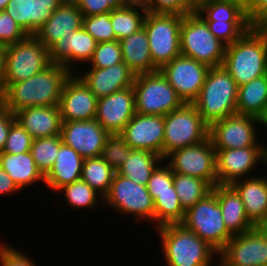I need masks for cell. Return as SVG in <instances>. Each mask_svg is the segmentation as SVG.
<instances>
[{"label":"cell","instance_id":"40","mask_svg":"<svg viewBox=\"0 0 267 266\" xmlns=\"http://www.w3.org/2000/svg\"><path fill=\"white\" fill-rule=\"evenodd\" d=\"M132 150L120 133L109 134L100 157L117 172L127 161Z\"/></svg>","mask_w":267,"mask_h":266},{"label":"cell","instance_id":"29","mask_svg":"<svg viewBox=\"0 0 267 266\" xmlns=\"http://www.w3.org/2000/svg\"><path fill=\"white\" fill-rule=\"evenodd\" d=\"M119 42L121 45L123 62L135 75L159 70L153 63L149 50L148 36L144 28L123 38Z\"/></svg>","mask_w":267,"mask_h":266},{"label":"cell","instance_id":"28","mask_svg":"<svg viewBox=\"0 0 267 266\" xmlns=\"http://www.w3.org/2000/svg\"><path fill=\"white\" fill-rule=\"evenodd\" d=\"M56 160L45 176V186L57 192L65 185L81 179L84 158L73 148L62 143Z\"/></svg>","mask_w":267,"mask_h":266},{"label":"cell","instance_id":"15","mask_svg":"<svg viewBox=\"0 0 267 266\" xmlns=\"http://www.w3.org/2000/svg\"><path fill=\"white\" fill-rule=\"evenodd\" d=\"M159 70L184 103H193L202 89L209 67L180 54Z\"/></svg>","mask_w":267,"mask_h":266},{"label":"cell","instance_id":"19","mask_svg":"<svg viewBox=\"0 0 267 266\" xmlns=\"http://www.w3.org/2000/svg\"><path fill=\"white\" fill-rule=\"evenodd\" d=\"M120 134L133 150L153 151L162 157L164 116L135 113Z\"/></svg>","mask_w":267,"mask_h":266},{"label":"cell","instance_id":"41","mask_svg":"<svg viewBox=\"0 0 267 266\" xmlns=\"http://www.w3.org/2000/svg\"><path fill=\"white\" fill-rule=\"evenodd\" d=\"M122 62V50L118 40L98 42L88 67L108 68Z\"/></svg>","mask_w":267,"mask_h":266},{"label":"cell","instance_id":"7","mask_svg":"<svg viewBox=\"0 0 267 266\" xmlns=\"http://www.w3.org/2000/svg\"><path fill=\"white\" fill-rule=\"evenodd\" d=\"M208 138L209 125L193 103H184L164 115L162 158L174 150L198 144Z\"/></svg>","mask_w":267,"mask_h":266},{"label":"cell","instance_id":"39","mask_svg":"<svg viewBox=\"0 0 267 266\" xmlns=\"http://www.w3.org/2000/svg\"><path fill=\"white\" fill-rule=\"evenodd\" d=\"M62 143L61 135L33 139L30 153L44 177L53 167Z\"/></svg>","mask_w":267,"mask_h":266},{"label":"cell","instance_id":"1","mask_svg":"<svg viewBox=\"0 0 267 266\" xmlns=\"http://www.w3.org/2000/svg\"><path fill=\"white\" fill-rule=\"evenodd\" d=\"M73 72L52 63L46 69L20 82L10 84L0 103L14 114L27 107L59 105L63 87Z\"/></svg>","mask_w":267,"mask_h":266},{"label":"cell","instance_id":"17","mask_svg":"<svg viewBox=\"0 0 267 266\" xmlns=\"http://www.w3.org/2000/svg\"><path fill=\"white\" fill-rule=\"evenodd\" d=\"M108 135L96 119L62 122L63 143L84 159L100 156Z\"/></svg>","mask_w":267,"mask_h":266},{"label":"cell","instance_id":"24","mask_svg":"<svg viewBox=\"0 0 267 266\" xmlns=\"http://www.w3.org/2000/svg\"><path fill=\"white\" fill-rule=\"evenodd\" d=\"M65 0H10L5 12L28 34L35 35Z\"/></svg>","mask_w":267,"mask_h":266},{"label":"cell","instance_id":"38","mask_svg":"<svg viewBox=\"0 0 267 266\" xmlns=\"http://www.w3.org/2000/svg\"><path fill=\"white\" fill-rule=\"evenodd\" d=\"M58 192H61V194L64 195L63 198H65L64 200H66L65 204H67L68 207H71L72 209L88 208L90 210H95L99 208V199H102V203L104 199L100 193H98L82 179L63 186L57 191V193Z\"/></svg>","mask_w":267,"mask_h":266},{"label":"cell","instance_id":"2","mask_svg":"<svg viewBox=\"0 0 267 266\" xmlns=\"http://www.w3.org/2000/svg\"><path fill=\"white\" fill-rule=\"evenodd\" d=\"M222 66L237 86L267 74V21H257L226 46Z\"/></svg>","mask_w":267,"mask_h":266},{"label":"cell","instance_id":"58","mask_svg":"<svg viewBox=\"0 0 267 266\" xmlns=\"http://www.w3.org/2000/svg\"><path fill=\"white\" fill-rule=\"evenodd\" d=\"M216 262H215V265L216 266H222L217 260H215ZM214 264H213V266H215Z\"/></svg>","mask_w":267,"mask_h":266},{"label":"cell","instance_id":"11","mask_svg":"<svg viewBox=\"0 0 267 266\" xmlns=\"http://www.w3.org/2000/svg\"><path fill=\"white\" fill-rule=\"evenodd\" d=\"M183 16L177 14L147 12L143 28L148 36L153 63L160 69L178 57L180 52V28Z\"/></svg>","mask_w":267,"mask_h":266},{"label":"cell","instance_id":"16","mask_svg":"<svg viewBox=\"0 0 267 266\" xmlns=\"http://www.w3.org/2000/svg\"><path fill=\"white\" fill-rule=\"evenodd\" d=\"M217 258L221 265L265 266L267 237L256 226L245 233L233 235Z\"/></svg>","mask_w":267,"mask_h":266},{"label":"cell","instance_id":"53","mask_svg":"<svg viewBox=\"0 0 267 266\" xmlns=\"http://www.w3.org/2000/svg\"><path fill=\"white\" fill-rule=\"evenodd\" d=\"M4 63H5V47L0 46V94L2 93Z\"/></svg>","mask_w":267,"mask_h":266},{"label":"cell","instance_id":"12","mask_svg":"<svg viewBox=\"0 0 267 266\" xmlns=\"http://www.w3.org/2000/svg\"><path fill=\"white\" fill-rule=\"evenodd\" d=\"M164 161L173 173L190 175L205 180L212 188L218 184L216 150L210 138L168 154Z\"/></svg>","mask_w":267,"mask_h":266},{"label":"cell","instance_id":"50","mask_svg":"<svg viewBox=\"0 0 267 266\" xmlns=\"http://www.w3.org/2000/svg\"><path fill=\"white\" fill-rule=\"evenodd\" d=\"M15 121V114L0 103V154L4 150L9 130Z\"/></svg>","mask_w":267,"mask_h":266},{"label":"cell","instance_id":"13","mask_svg":"<svg viewBox=\"0 0 267 266\" xmlns=\"http://www.w3.org/2000/svg\"><path fill=\"white\" fill-rule=\"evenodd\" d=\"M259 118L235 113L209 126V138L214 149H238L246 147H267L258 141ZM257 132V133H256Z\"/></svg>","mask_w":267,"mask_h":266},{"label":"cell","instance_id":"3","mask_svg":"<svg viewBox=\"0 0 267 266\" xmlns=\"http://www.w3.org/2000/svg\"><path fill=\"white\" fill-rule=\"evenodd\" d=\"M166 266H213L219 253L183 224L156 228ZM214 258V259H213Z\"/></svg>","mask_w":267,"mask_h":266},{"label":"cell","instance_id":"20","mask_svg":"<svg viewBox=\"0 0 267 266\" xmlns=\"http://www.w3.org/2000/svg\"><path fill=\"white\" fill-rule=\"evenodd\" d=\"M98 98L76 74L65 82L60 97L62 121L92 120L96 116Z\"/></svg>","mask_w":267,"mask_h":266},{"label":"cell","instance_id":"26","mask_svg":"<svg viewBox=\"0 0 267 266\" xmlns=\"http://www.w3.org/2000/svg\"><path fill=\"white\" fill-rule=\"evenodd\" d=\"M231 186L239 194L250 222L257 226L267 216V176L256 175L235 181Z\"/></svg>","mask_w":267,"mask_h":266},{"label":"cell","instance_id":"5","mask_svg":"<svg viewBox=\"0 0 267 266\" xmlns=\"http://www.w3.org/2000/svg\"><path fill=\"white\" fill-rule=\"evenodd\" d=\"M226 45L209 30L196 13L184 15L180 28V52L209 68L222 66Z\"/></svg>","mask_w":267,"mask_h":266},{"label":"cell","instance_id":"31","mask_svg":"<svg viewBox=\"0 0 267 266\" xmlns=\"http://www.w3.org/2000/svg\"><path fill=\"white\" fill-rule=\"evenodd\" d=\"M195 12L204 21L257 22L236 0H199Z\"/></svg>","mask_w":267,"mask_h":266},{"label":"cell","instance_id":"9","mask_svg":"<svg viewBox=\"0 0 267 266\" xmlns=\"http://www.w3.org/2000/svg\"><path fill=\"white\" fill-rule=\"evenodd\" d=\"M136 113L164 116L184 102L160 70L135 76Z\"/></svg>","mask_w":267,"mask_h":266},{"label":"cell","instance_id":"25","mask_svg":"<svg viewBox=\"0 0 267 266\" xmlns=\"http://www.w3.org/2000/svg\"><path fill=\"white\" fill-rule=\"evenodd\" d=\"M15 116L33 139L61 135L63 121L59 105L23 108Z\"/></svg>","mask_w":267,"mask_h":266},{"label":"cell","instance_id":"14","mask_svg":"<svg viewBox=\"0 0 267 266\" xmlns=\"http://www.w3.org/2000/svg\"><path fill=\"white\" fill-rule=\"evenodd\" d=\"M215 150L216 173L220 185H231L235 181L255 176L253 171L260 163L267 165V147Z\"/></svg>","mask_w":267,"mask_h":266},{"label":"cell","instance_id":"8","mask_svg":"<svg viewBox=\"0 0 267 266\" xmlns=\"http://www.w3.org/2000/svg\"><path fill=\"white\" fill-rule=\"evenodd\" d=\"M183 224L220 253L233 237L227 230L216 194L211 191L185 212Z\"/></svg>","mask_w":267,"mask_h":266},{"label":"cell","instance_id":"4","mask_svg":"<svg viewBox=\"0 0 267 266\" xmlns=\"http://www.w3.org/2000/svg\"><path fill=\"white\" fill-rule=\"evenodd\" d=\"M238 86L223 66L209 68L197 99L193 102L203 120L213 122L237 113Z\"/></svg>","mask_w":267,"mask_h":266},{"label":"cell","instance_id":"43","mask_svg":"<svg viewBox=\"0 0 267 266\" xmlns=\"http://www.w3.org/2000/svg\"><path fill=\"white\" fill-rule=\"evenodd\" d=\"M82 27L97 41H114L115 33L110 21V12L83 16Z\"/></svg>","mask_w":267,"mask_h":266},{"label":"cell","instance_id":"6","mask_svg":"<svg viewBox=\"0 0 267 266\" xmlns=\"http://www.w3.org/2000/svg\"><path fill=\"white\" fill-rule=\"evenodd\" d=\"M51 64L49 49L35 35L6 46L2 92L10 84L24 81Z\"/></svg>","mask_w":267,"mask_h":266},{"label":"cell","instance_id":"46","mask_svg":"<svg viewBox=\"0 0 267 266\" xmlns=\"http://www.w3.org/2000/svg\"><path fill=\"white\" fill-rule=\"evenodd\" d=\"M147 190L153 201L155 200V193L173 192V172L165 161L150 176Z\"/></svg>","mask_w":267,"mask_h":266},{"label":"cell","instance_id":"44","mask_svg":"<svg viewBox=\"0 0 267 266\" xmlns=\"http://www.w3.org/2000/svg\"><path fill=\"white\" fill-rule=\"evenodd\" d=\"M195 0H146L145 9L149 13L188 15L194 13Z\"/></svg>","mask_w":267,"mask_h":266},{"label":"cell","instance_id":"37","mask_svg":"<svg viewBox=\"0 0 267 266\" xmlns=\"http://www.w3.org/2000/svg\"><path fill=\"white\" fill-rule=\"evenodd\" d=\"M185 211L173 185V192L155 193L154 227L182 223Z\"/></svg>","mask_w":267,"mask_h":266},{"label":"cell","instance_id":"18","mask_svg":"<svg viewBox=\"0 0 267 266\" xmlns=\"http://www.w3.org/2000/svg\"><path fill=\"white\" fill-rule=\"evenodd\" d=\"M136 113L132 86L98 98L95 119L109 134L121 133Z\"/></svg>","mask_w":267,"mask_h":266},{"label":"cell","instance_id":"49","mask_svg":"<svg viewBox=\"0 0 267 266\" xmlns=\"http://www.w3.org/2000/svg\"><path fill=\"white\" fill-rule=\"evenodd\" d=\"M83 16H92L112 11L116 6L123 5V0H72Z\"/></svg>","mask_w":267,"mask_h":266},{"label":"cell","instance_id":"10","mask_svg":"<svg viewBox=\"0 0 267 266\" xmlns=\"http://www.w3.org/2000/svg\"><path fill=\"white\" fill-rule=\"evenodd\" d=\"M103 204L121 216L133 215L136 223L152 222L154 225V201L147 186L139 185L116 172Z\"/></svg>","mask_w":267,"mask_h":266},{"label":"cell","instance_id":"34","mask_svg":"<svg viewBox=\"0 0 267 266\" xmlns=\"http://www.w3.org/2000/svg\"><path fill=\"white\" fill-rule=\"evenodd\" d=\"M147 10L138 5H119L110 11L115 40H122L143 28Z\"/></svg>","mask_w":267,"mask_h":266},{"label":"cell","instance_id":"56","mask_svg":"<svg viewBox=\"0 0 267 266\" xmlns=\"http://www.w3.org/2000/svg\"><path fill=\"white\" fill-rule=\"evenodd\" d=\"M259 120H260V128L262 125L267 128V106L264 114L259 118Z\"/></svg>","mask_w":267,"mask_h":266},{"label":"cell","instance_id":"48","mask_svg":"<svg viewBox=\"0 0 267 266\" xmlns=\"http://www.w3.org/2000/svg\"><path fill=\"white\" fill-rule=\"evenodd\" d=\"M6 243L0 241V266H37L29 255Z\"/></svg>","mask_w":267,"mask_h":266},{"label":"cell","instance_id":"35","mask_svg":"<svg viewBox=\"0 0 267 266\" xmlns=\"http://www.w3.org/2000/svg\"><path fill=\"white\" fill-rule=\"evenodd\" d=\"M115 174L116 171L100 156L83 161L81 179L103 197L109 192Z\"/></svg>","mask_w":267,"mask_h":266},{"label":"cell","instance_id":"23","mask_svg":"<svg viewBox=\"0 0 267 266\" xmlns=\"http://www.w3.org/2000/svg\"><path fill=\"white\" fill-rule=\"evenodd\" d=\"M83 25V14L72 0H65L37 30L35 36L50 48L60 38L72 35Z\"/></svg>","mask_w":267,"mask_h":266},{"label":"cell","instance_id":"27","mask_svg":"<svg viewBox=\"0 0 267 266\" xmlns=\"http://www.w3.org/2000/svg\"><path fill=\"white\" fill-rule=\"evenodd\" d=\"M212 191L221 207L225 227L232 235L245 233L255 227L247 217L239 194L231 185L217 184Z\"/></svg>","mask_w":267,"mask_h":266},{"label":"cell","instance_id":"47","mask_svg":"<svg viewBox=\"0 0 267 266\" xmlns=\"http://www.w3.org/2000/svg\"><path fill=\"white\" fill-rule=\"evenodd\" d=\"M28 34L7 14L0 11V46H9L24 40Z\"/></svg>","mask_w":267,"mask_h":266},{"label":"cell","instance_id":"55","mask_svg":"<svg viewBox=\"0 0 267 266\" xmlns=\"http://www.w3.org/2000/svg\"><path fill=\"white\" fill-rule=\"evenodd\" d=\"M256 227L267 237V216Z\"/></svg>","mask_w":267,"mask_h":266},{"label":"cell","instance_id":"32","mask_svg":"<svg viewBox=\"0 0 267 266\" xmlns=\"http://www.w3.org/2000/svg\"><path fill=\"white\" fill-rule=\"evenodd\" d=\"M267 106V74L238 87L237 113L260 118Z\"/></svg>","mask_w":267,"mask_h":266},{"label":"cell","instance_id":"51","mask_svg":"<svg viewBox=\"0 0 267 266\" xmlns=\"http://www.w3.org/2000/svg\"><path fill=\"white\" fill-rule=\"evenodd\" d=\"M257 21H267V0H236Z\"/></svg>","mask_w":267,"mask_h":266},{"label":"cell","instance_id":"33","mask_svg":"<svg viewBox=\"0 0 267 266\" xmlns=\"http://www.w3.org/2000/svg\"><path fill=\"white\" fill-rule=\"evenodd\" d=\"M164 159L153 151L132 150L117 173L139 185L147 186L150 176Z\"/></svg>","mask_w":267,"mask_h":266},{"label":"cell","instance_id":"45","mask_svg":"<svg viewBox=\"0 0 267 266\" xmlns=\"http://www.w3.org/2000/svg\"><path fill=\"white\" fill-rule=\"evenodd\" d=\"M32 142L33 137L16 120L9 130L2 153L19 154L29 152Z\"/></svg>","mask_w":267,"mask_h":266},{"label":"cell","instance_id":"42","mask_svg":"<svg viewBox=\"0 0 267 266\" xmlns=\"http://www.w3.org/2000/svg\"><path fill=\"white\" fill-rule=\"evenodd\" d=\"M210 32L226 46L238 40L256 22L205 21Z\"/></svg>","mask_w":267,"mask_h":266},{"label":"cell","instance_id":"22","mask_svg":"<svg viewBox=\"0 0 267 266\" xmlns=\"http://www.w3.org/2000/svg\"><path fill=\"white\" fill-rule=\"evenodd\" d=\"M83 68L88 69L82 74L80 71L75 73L97 98L132 86L136 76L124 62L108 68Z\"/></svg>","mask_w":267,"mask_h":266},{"label":"cell","instance_id":"57","mask_svg":"<svg viewBox=\"0 0 267 266\" xmlns=\"http://www.w3.org/2000/svg\"><path fill=\"white\" fill-rule=\"evenodd\" d=\"M10 0H0V11H4Z\"/></svg>","mask_w":267,"mask_h":266},{"label":"cell","instance_id":"36","mask_svg":"<svg viewBox=\"0 0 267 266\" xmlns=\"http://www.w3.org/2000/svg\"><path fill=\"white\" fill-rule=\"evenodd\" d=\"M173 185L185 212L212 191L205 180L179 173H173Z\"/></svg>","mask_w":267,"mask_h":266},{"label":"cell","instance_id":"54","mask_svg":"<svg viewBox=\"0 0 267 266\" xmlns=\"http://www.w3.org/2000/svg\"><path fill=\"white\" fill-rule=\"evenodd\" d=\"M123 5H138L145 8L146 0H123Z\"/></svg>","mask_w":267,"mask_h":266},{"label":"cell","instance_id":"21","mask_svg":"<svg viewBox=\"0 0 267 266\" xmlns=\"http://www.w3.org/2000/svg\"><path fill=\"white\" fill-rule=\"evenodd\" d=\"M97 41L83 28L72 32V35L60 38L49 48L51 63L61 64L75 73L74 65L88 64L91 60ZM73 65V66H72Z\"/></svg>","mask_w":267,"mask_h":266},{"label":"cell","instance_id":"30","mask_svg":"<svg viewBox=\"0 0 267 266\" xmlns=\"http://www.w3.org/2000/svg\"><path fill=\"white\" fill-rule=\"evenodd\" d=\"M0 166L21 191L36 183L42 182L45 185V177L38 170L30 151L19 154L1 153Z\"/></svg>","mask_w":267,"mask_h":266},{"label":"cell","instance_id":"52","mask_svg":"<svg viewBox=\"0 0 267 266\" xmlns=\"http://www.w3.org/2000/svg\"><path fill=\"white\" fill-rule=\"evenodd\" d=\"M14 192H21L18 186L13 182L11 177L0 166V195L14 194Z\"/></svg>","mask_w":267,"mask_h":266}]
</instances>
